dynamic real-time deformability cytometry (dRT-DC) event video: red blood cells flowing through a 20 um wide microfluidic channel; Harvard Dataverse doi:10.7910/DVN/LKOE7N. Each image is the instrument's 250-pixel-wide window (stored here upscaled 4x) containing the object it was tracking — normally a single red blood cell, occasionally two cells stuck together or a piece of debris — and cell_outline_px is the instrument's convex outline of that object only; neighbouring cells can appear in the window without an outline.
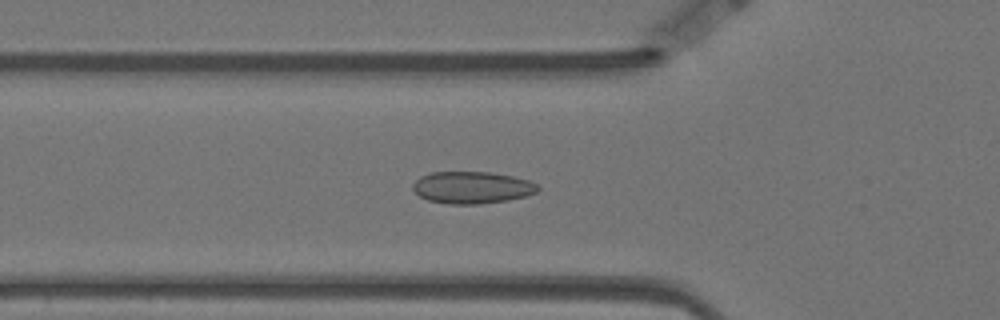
{"species": "Egyptian fruit bat (a non-hibernating species)", "species_latin": "Rousettus aegyptiacus", "temperature_condition": "warm", "stored_images_in_passage": 57, "camera_frame_rate_fps": 3000, "um_per_image_px": 0.085, "animal": {"sex": "female"}, "frame": {"image": 1, "passage_image": 19, "time_ms": 6.0, "image_size_px": [1000, 320], "cell_outline_px": [[540, 188], [536, 192], [528, 196], [508, 200], [480, 204], [448, 204], [428, 200], [420, 196], [412, 188], [412, 184], [420, 176], [432, 172], [488, 172], [512, 176], [528, 180], [536, 184]], "centroid_in_image_um": [40.12, 15.94], "position_along_channel_um": 85.7, "area_um2": 23.35}}
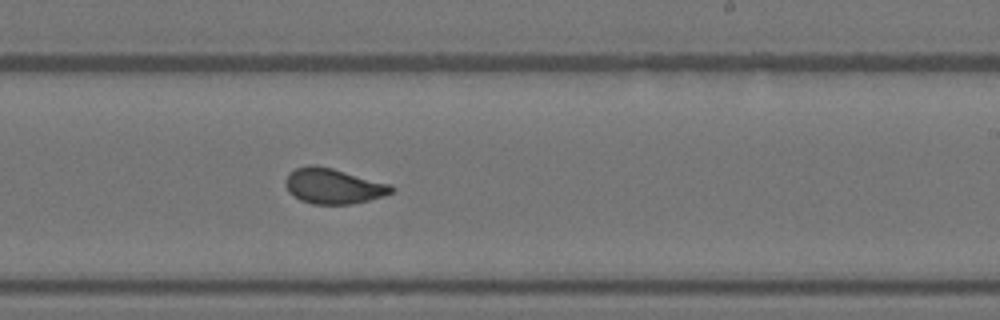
{"frame": {"image": 2, "passage_image": 34, "time_ms": 11.0, "image_size_px": [1000, 320], "cell_outline_px": [[396, 188], [392, 192], [384, 196], [352, 204], [312, 204], [300, 200], [288, 192], [284, 184], [284, 180], [288, 172], [296, 168], [308, 164], [316, 164], [332, 168], [392, 184]], "centroid_in_image_um": [28.31, 15.8], "position_along_channel_um": 260.7, "area_um2": 22.2}}
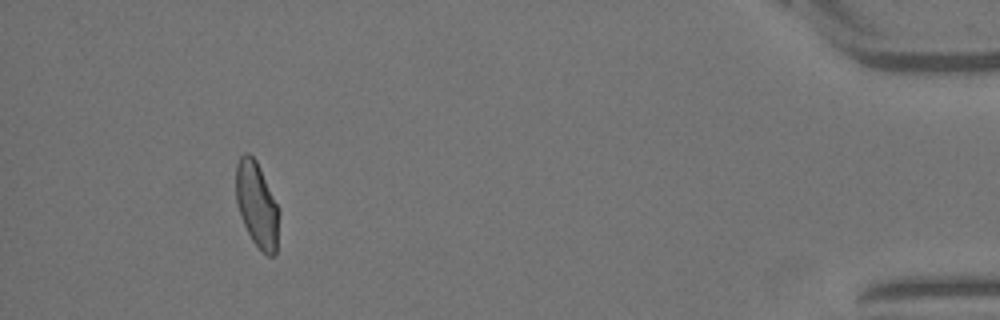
{"frame": {"image": 3, "passage_image": 53, "time_ms": 17.333, "image_size_px": [1000, 320], "cell_outline_px": [[280, 212], [276, 252], [272, 256], [268, 256], [252, 240], [240, 216], [236, 200], [236, 164], [240, 156], [244, 152], [248, 152], [256, 160], [260, 168]], "centroid_in_image_um": [21.83, 17.38], "position_along_channel_um": 413.4, "area_um2": 21.21}, "authors_computed_cell_mechanics": {"area_um2": 22.1952, "velocity_mm_per_s": 3.488, "shape_relaxation_time_tau1_ms": 8.9379, "shape_relaxation_time_tau2_ms": 0.7245, "deformation_change_tau1": 0.1603, "deformation_change_tau2": 0.0541}}